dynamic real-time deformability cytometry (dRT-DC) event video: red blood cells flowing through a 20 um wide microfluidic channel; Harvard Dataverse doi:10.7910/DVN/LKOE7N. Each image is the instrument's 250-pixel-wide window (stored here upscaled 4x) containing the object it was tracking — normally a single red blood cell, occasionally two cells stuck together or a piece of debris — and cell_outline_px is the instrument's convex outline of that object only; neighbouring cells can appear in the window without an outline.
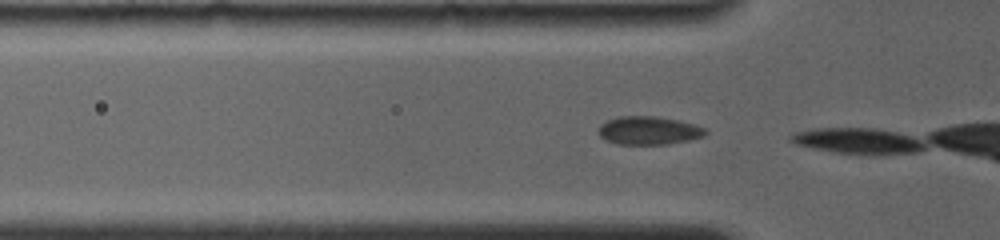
{"species": "common noctule bat (a hibernating species)", "species_latin": "Nyctalus noctula", "temperature_condition": "room temperature", "stored_images_in_passage": 3, "camera_frame_rate_fps": 4000, "um_per_image_px": 0.085, "animal": {"sex": "female", "body_mass_g": 19.0, "forearm_length_mm": 56.7}, "frame": {"image": 1, "passage_image": 2, "time_ms": 0.25, "image_size_px": [1000, 240], "cell_outline_px": [[708, 132], [704, 136], [688, 140], [668, 144], [616, 144], [600, 136], [596, 132], [600, 124], [608, 120], [620, 116], [656, 116], [680, 120], [696, 124], [708, 128]], "centroid_in_image_um": [55.17, 11.08], "position_along_channel_um": 70.6, "area_um2": 17.86}}